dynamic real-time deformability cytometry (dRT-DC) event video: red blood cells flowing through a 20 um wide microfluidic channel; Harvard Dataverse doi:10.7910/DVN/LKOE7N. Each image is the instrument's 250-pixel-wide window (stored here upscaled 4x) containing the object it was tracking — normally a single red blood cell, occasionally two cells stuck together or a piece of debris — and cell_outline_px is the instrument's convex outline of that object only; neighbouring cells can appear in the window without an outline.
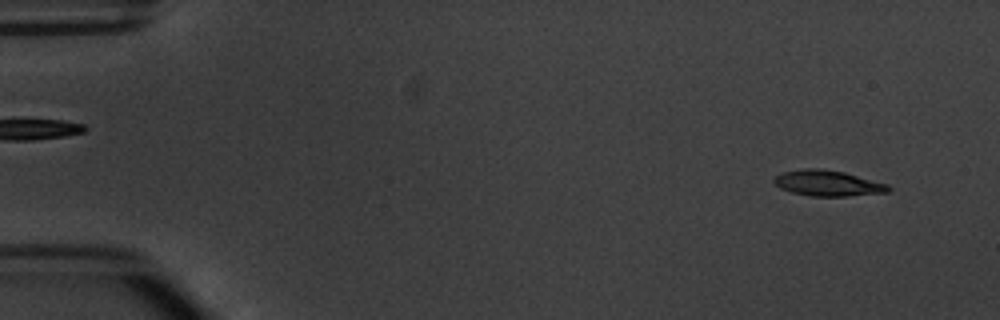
{"species": "common noctule bat (a hibernating species)", "species_latin": "Nyctalus noctula", "temperature_condition": "warm", "stored_images_in_passage": 5, "camera_frame_rate_fps": 3000, "um_per_image_px": 0.085, "animal": {"sex": "male", "body_mass_g": 20.1, "forearm_length_mm": 53.5}, "frame": {"image": 1, "passage_image": 1, "time_ms": 0.0, "image_size_px": [1000, 320], "cell_outline_px": [[892, 188], [888, 192], [848, 196], [812, 196], [792, 192], [780, 188], [772, 180], [780, 172], [804, 168], [820, 168], [844, 172], [888, 184]], "centroid_in_image_um": [70.35, 15.56], "position_along_channel_um": 14.6, "area_um2": 17.17}}
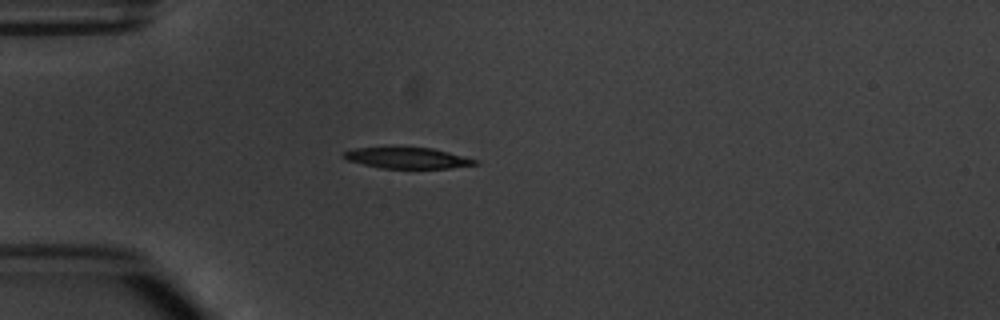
{"frame": {"image": 2, "passage_image": 4, "time_ms": 3.667, "image_size_px": [1000, 320], "cell_outline_px": [[480, 164], [448, 168], [380, 168], [348, 160], [344, 156], [344, 152], [352, 148], [388, 144], [392, 144], [432, 148], [480, 160]], "centroid_in_image_um": [34.6, 13.37], "position_along_channel_um": 50.4, "area_um2": 16.99}}